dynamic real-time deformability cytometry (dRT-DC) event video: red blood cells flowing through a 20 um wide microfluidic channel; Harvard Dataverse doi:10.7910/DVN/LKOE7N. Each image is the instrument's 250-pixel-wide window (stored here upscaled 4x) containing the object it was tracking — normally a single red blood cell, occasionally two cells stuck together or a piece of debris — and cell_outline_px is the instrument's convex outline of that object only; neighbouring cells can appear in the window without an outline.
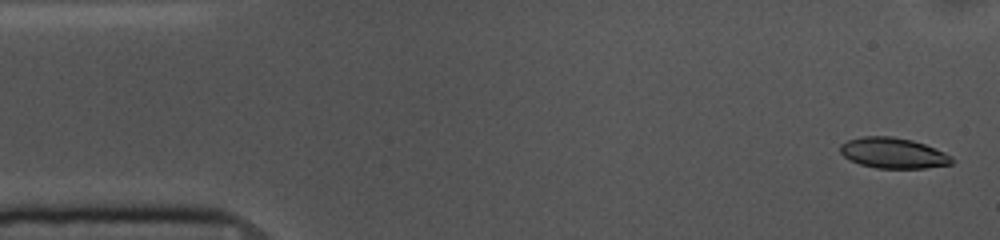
{"species": "common noctule bat (a hibernating species)", "species_latin": "Nyctalus noctula", "temperature_condition": "cold", "stored_images_in_passage": 54, "camera_frame_rate_fps": 3000, "um_per_image_px": 0.085, "animal": {"sex": "female", "body_mass_g": 10.0, "forearm_length_mm": 53.1}, "frame": {"image": 1, "passage_image": 2, "time_ms": 0.333, "image_size_px": [1000, 240], "cell_outline_px": [[956, 160], [952, 164], [924, 168], [876, 168], [860, 164], [844, 156], [840, 152], [840, 144], [848, 140], [864, 136], [892, 136], [912, 140], [924, 144], [944, 152], [952, 156]], "centroid_in_image_um": [75.95, 13.01], "position_along_channel_um": 9.1, "area_um2": 19.88}}
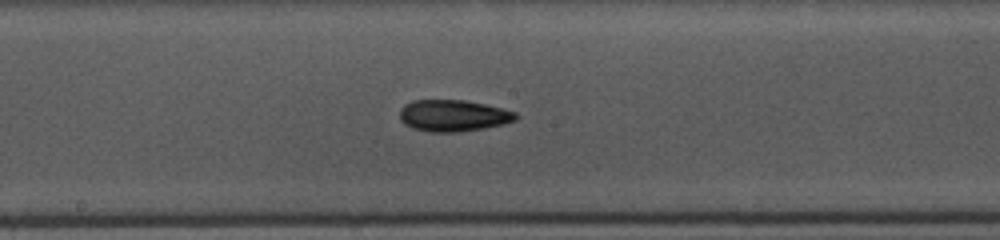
{"frame": {"image": 2, "passage_image": 27, "time_ms": 8.667, "image_size_px": [1000, 240], "cell_outline_px": [[520, 116], [516, 120], [504, 124], [484, 128], [456, 132], [432, 132], [412, 128], [404, 124], [400, 120], [400, 108], [404, 104], [412, 100], [464, 100], [504, 108], [516, 112]], "centroid_in_image_um": [38.54, 9.82], "position_along_channel_um": 209.7, "area_um2": 21.56}}
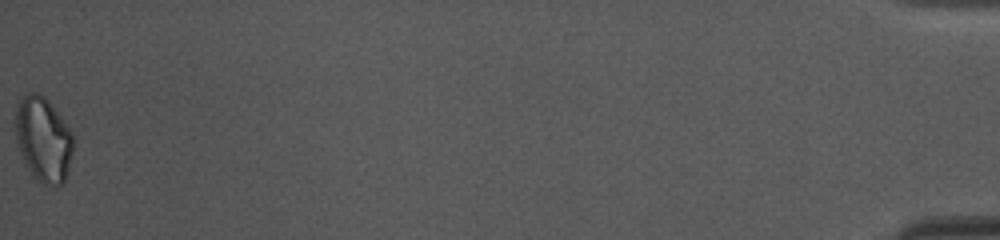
{"frame": {"image": 3, "passage_image": 54, "time_ms": 17.667, "image_size_px": [1000, 240], "cell_outline_px": [[72, 152], [68, 172], [64, 184], [56, 188], [44, 184], [36, 180], [28, 168], [20, 152], [16, 136], [16, 104], [28, 92], [36, 92], [44, 96], [48, 100], [72, 132]], "centroid_in_image_um": [3.69, 11.87], "position_along_channel_um": 431.5, "area_um2": 28.5}, "authors_computed_cell_mechanics": {"area_um2": 20.8369, "velocity_mm_per_s": 3.6516, "shape_relaxation_time_tau1_ms": 9.5202, "shape_relaxation_time_tau2_ms": null, "deformation_change_tau1": 0.1744, "deformation_change_tau2": null}}